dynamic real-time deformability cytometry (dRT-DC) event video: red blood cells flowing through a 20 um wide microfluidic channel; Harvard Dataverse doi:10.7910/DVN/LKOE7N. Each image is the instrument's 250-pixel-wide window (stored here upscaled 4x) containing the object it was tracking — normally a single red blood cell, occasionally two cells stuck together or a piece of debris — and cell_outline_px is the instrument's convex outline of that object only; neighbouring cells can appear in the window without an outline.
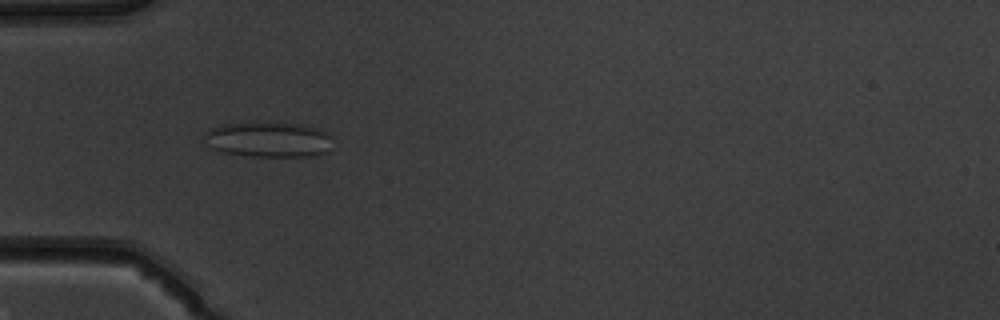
{"species": "common noctule bat (a hibernating species)", "species_latin": "Nyctalus noctula", "temperature_condition": "warm", "stored_images_in_passage": 37, "camera_frame_rate_fps": 3000, "um_per_image_px": 0.085, "animal": {"sex": "male", "body_mass_g": 19.5, "forearm_length_mm": 54.6}, "frame": {"image": 1, "passage_image": 8, "time_ms": 2.333, "image_size_px": [1000, 320], "cell_outline_px": [[332, 148], [328, 152], [312, 156], [252, 156], [224, 152], [212, 148], [208, 144], [204, 136], [204, 132], [220, 124], [300, 124], [320, 128], [328, 132]], "centroid_in_image_um": [22.87, 11.88], "position_along_channel_um": 62.1, "area_um2": 25.95}}
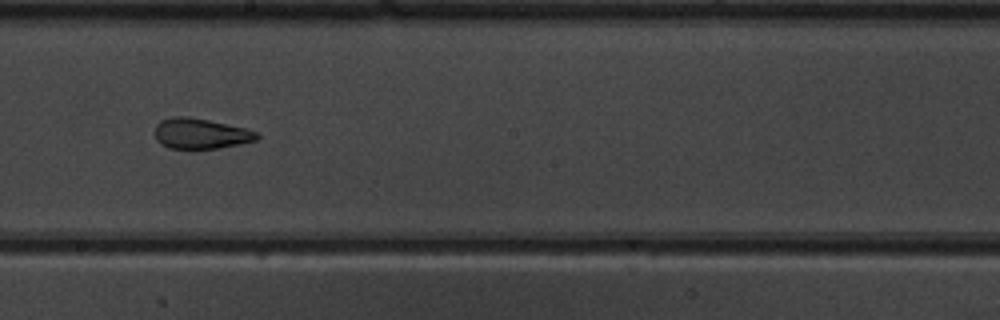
{"frame": {"image": 2, "passage_image": 21, "time_ms": 6.667, "image_size_px": [1000, 320], "cell_outline_px": [[260, 136], [256, 140], [240, 144], [220, 148], [168, 148], [160, 144], [156, 140], [156, 124], [160, 120], [172, 116], [188, 116], [208, 120], [244, 128], [256, 132]], "centroid_in_image_um": [17.02, 11.35], "position_along_channel_um": 231.2, "area_um2": 18.03}}
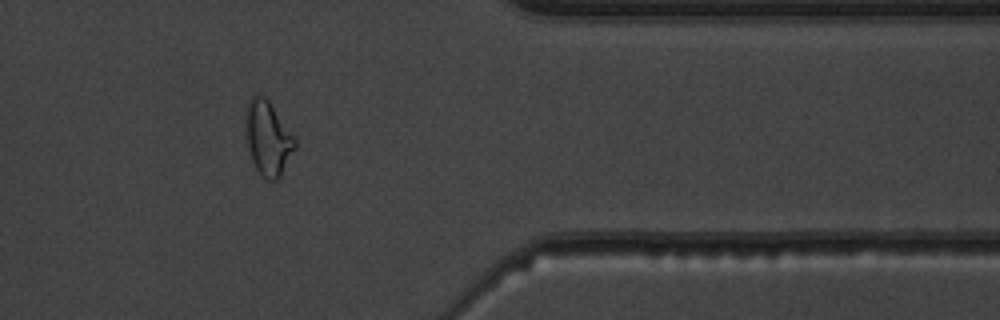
{"frame": {"image": 3, "passage_image": 34, "time_ms": 11.0, "image_size_px": [1000, 320], "cell_outline_px": [[296, 148], [280, 176], [276, 180], [264, 180], [260, 176], [252, 160], [248, 148], [244, 128], [244, 116], [248, 100], [256, 92], [264, 96], [268, 100], [296, 140]], "centroid_in_image_um": [22.73, 11.73], "position_along_channel_um": 388.7, "area_um2": 21.56}, "authors_computed_cell_mechanics": {"area_um2": 19.074, "velocity_mm_per_s": 3.9751, "shape_relaxation_time_tau1_ms": 7.8909, "shape_relaxation_time_tau2_ms": 1.0482, "deformation_change_tau1": 0.2259, "deformation_change_tau2": 0.0857}}